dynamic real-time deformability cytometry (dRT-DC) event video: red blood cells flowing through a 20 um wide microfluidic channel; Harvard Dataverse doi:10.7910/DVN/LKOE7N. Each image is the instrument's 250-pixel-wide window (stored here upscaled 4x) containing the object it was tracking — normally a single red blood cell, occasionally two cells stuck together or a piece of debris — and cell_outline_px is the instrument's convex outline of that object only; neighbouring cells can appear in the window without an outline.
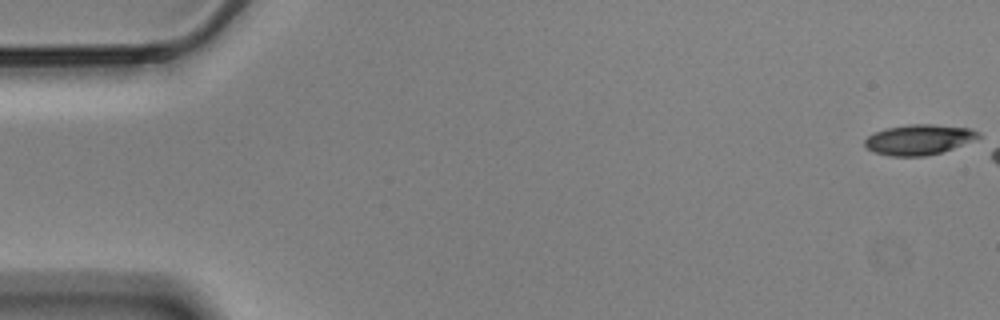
{"species": "Egyptian fruit bat (a non-hibernating species)", "species_latin": "Rousettus aegyptiacus", "temperature_condition": "cold", "stored_images_in_passage": 7, "camera_frame_rate_fps": 3000, "um_per_image_px": 0.085, "animal": {"sex": "male"}, "frame": {"image": 1, "passage_image": 1, "time_ms": 0.0, "image_size_px": [1000, 320], "cell_outline_px": [[980, 136], [952, 148], [940, 152], [924, 156], [888, 156], [872, 152], [864, 144], [864, 140], [868, 136], [884, 128], [912, 124], [932, 124], [968, 128], [980, 132]], "centroid_in_image_um": [78.04, 11.86], "position_along_channel_um": 7.0, "area_um2": 19.77}}